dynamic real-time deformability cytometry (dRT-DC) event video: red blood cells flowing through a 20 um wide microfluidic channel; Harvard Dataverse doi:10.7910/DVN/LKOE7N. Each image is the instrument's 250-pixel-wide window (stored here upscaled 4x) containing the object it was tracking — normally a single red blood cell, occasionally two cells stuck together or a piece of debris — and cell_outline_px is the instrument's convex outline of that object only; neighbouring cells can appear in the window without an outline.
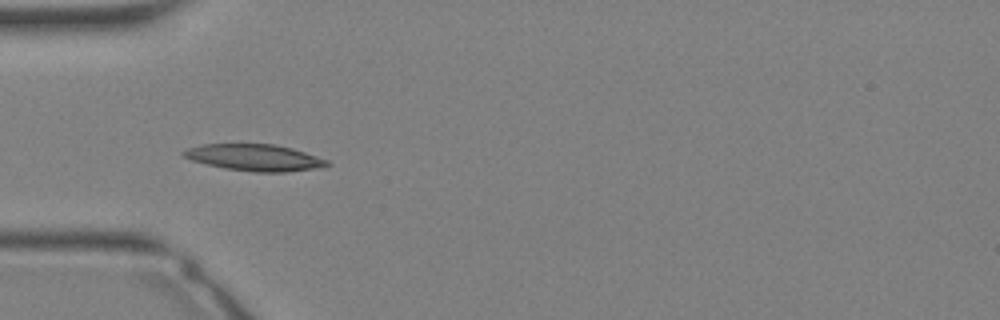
{"species": "Egyptian fruit bat (a non-hibernating species)", "species_latin": "Rousettus aegyptiacus", "temperature_condition": "warm", "stored_images_in_passage": 35, "camera_frame_rate_fps": 3000, "um_per_image_px": 0.085, "animal": {"sex": "female"}, "frame": {"image": 1, "passage_image": 12, "time_ms": 3.667, "image_size_px": [1000, 320], "cell_outline_px": [[332, 164], [312, 168], [284, 172], [256, 172], [224, 168], [192, 160], [184, 156], [180, 152], [188, 148], [200, 144], [272, 144], [292, 148], [328, 160]], "centroid_in_image_um": [21.6, 13.38], "position_along_channel_um": 63.4, "area_um2": 21.91}}
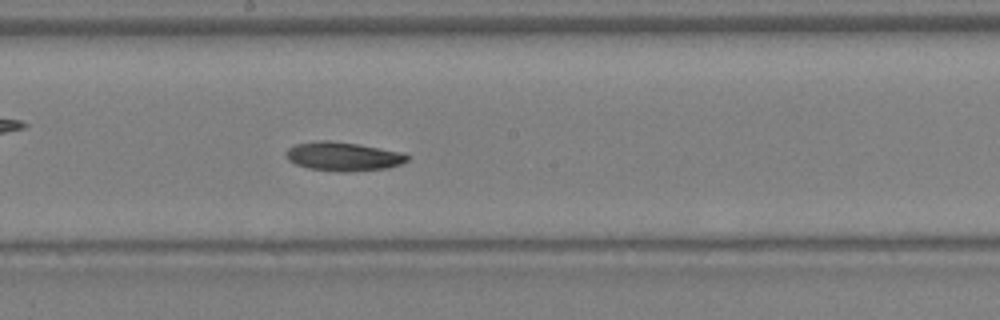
{"frame": {"image": 2, "passage_image": 20, "time_ms": 6.333, "image_size_px": [1000, 320], "cell_outline_px": [[412, 156], [408, 160], [400, 164], [388, 168], [344, 172], [340, 172], [308, 168], [296, 164], [288, 160], [288, 148], [296, 144], [316, 140], [328, 140], [356, 144], [404, 152]], "centroid_in_image_um": [29.22, 13.3], "position_along_channel_um": 219.0, "area_um2": 20.35}}
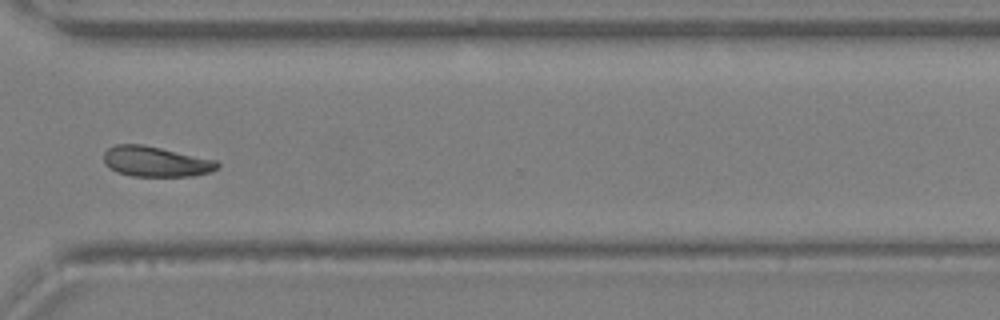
{"frame": {"image": 3, "passage_image": 27, "time_ms": 8.667, "image_size_px": [1000, 320], "cell_outline_px": [[220, 164], [212, 172], [192, 176], [132, 176], [116, 172], [104, 164], [104, 152], [108, 148], [116, 144], [144, 144], [216, 160]], "centroid_in_image_um": [13.22, 13.73], "position_along_channel_um": 357.4, "area_um2": 20.17}}